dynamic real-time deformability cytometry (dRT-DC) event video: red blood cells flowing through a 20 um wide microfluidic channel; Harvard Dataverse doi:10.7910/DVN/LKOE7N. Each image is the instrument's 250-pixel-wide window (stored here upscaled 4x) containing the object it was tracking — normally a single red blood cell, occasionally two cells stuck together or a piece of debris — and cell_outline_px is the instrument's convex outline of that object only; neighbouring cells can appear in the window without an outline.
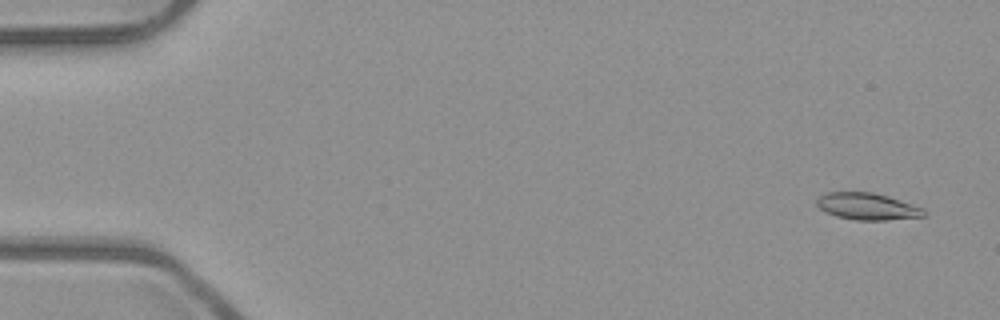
{"species": "common noctule bat (a hibernating species)", "species_latin": "Nyctalus noctula", "temperature_condition": "room temperature", "stored_images_in_passage": 5, "segment_of_instrument_passage": [1, 2], "camera_frame_rate_fps": 3000, "um_per_image_px": 0.085, "animal": {"sex": "male", "body_mass_g": 23.1, "forearm_length_mm": 52.7}, "frame": {"image": 1, "passage_image": 1, "time_ms": 0.0, "image_size_px": [1000, 320], "cell_outline_px": [[924, 216], [884, 220], [856, 220], [836, 216], [824, 212], [816, 204], [816, 200], [824, 192], [872, 192], [888, 196], [924, 208]], "centroid_in_image_um": [73.68, 17.54], "position_along_channel_um": 11.3, "area_um2": 16.7}}